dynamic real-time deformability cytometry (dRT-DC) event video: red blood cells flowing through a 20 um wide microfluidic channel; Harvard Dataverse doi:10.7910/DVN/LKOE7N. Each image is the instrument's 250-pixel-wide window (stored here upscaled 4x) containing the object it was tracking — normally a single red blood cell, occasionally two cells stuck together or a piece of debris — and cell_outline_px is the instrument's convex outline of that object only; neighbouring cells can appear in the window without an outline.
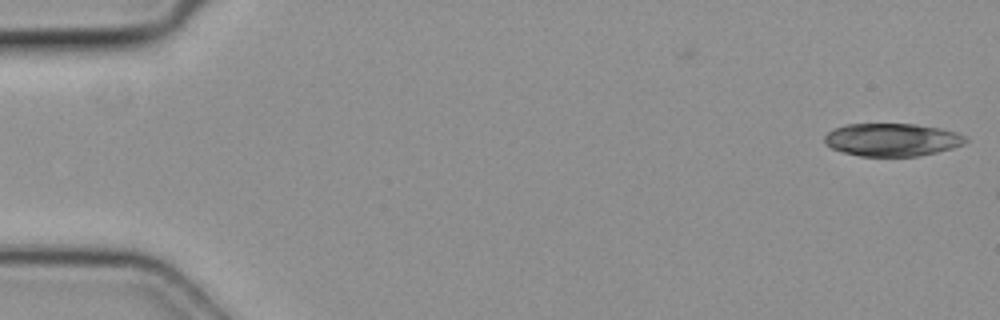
{"species": "common noctule bat (a hibernating species)", "species_latin": "Nyctalus noctula", "temperature_condition": "cold", "stored_images_in_passage": 3, "camera_frame_rate_fps": 3000, "um_per_image_px": 0.085, "animal": {"sex": "female", "body_mass_g": 19.3, "forearm_length_mm": 54.1}, "frame": {"image": 1, "passage_image": 1, "time_ms": 0.0, "image_size_px": [1000, 320], "cell_outline_px": [[968, 140], [964, 144], [952, 148], [936, 152], [916, 156], [860, 156], [844, 152], [832, 148], [824, 144], [824, 136], [832, 128], [844, 124], [916, 124], [940, 128], [956, 132], [968, 136]], "centroid_in_image_um": [75.82, 11.86], "position_along_channel_um": 9.2, "area_um2": 27.17}}